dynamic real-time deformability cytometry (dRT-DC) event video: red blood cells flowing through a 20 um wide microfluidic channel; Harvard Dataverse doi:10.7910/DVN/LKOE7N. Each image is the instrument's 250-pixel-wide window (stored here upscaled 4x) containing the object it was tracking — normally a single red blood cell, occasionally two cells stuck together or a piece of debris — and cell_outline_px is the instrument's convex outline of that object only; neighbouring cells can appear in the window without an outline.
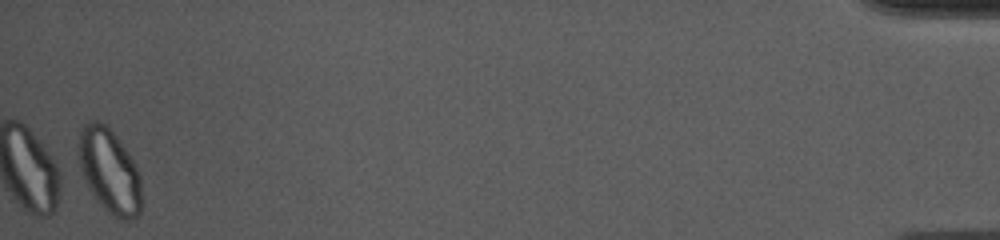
{"species": "common noctule bat (a hibernating species)", "species_latin": "Nyctalus noctula", "temperature_condition": "cold", "stored_images_in_passage": 50, "camera_frame_rate_fps": 3000, "um_per_image_px": 0.085, "animal": {"sex": "female", "body_mass_g": 10.0, "forearm_length_mm": 53.1}, "frame": {"image": 1, "passage_image": 50, "time_ms": 16.333, "image_size_px": [1000, 240], "cell_outline_px": [[140, 212], [136, 216], [128, 220], [124, 220], [116, 216], [104, 208], [88, 188], [84, 180], [76, 156], [76, 144], [80, 132], [84, 124], [88, 120], [96, 120], [104, 124], [120, 140], [128, 152], [140, 176]], "centroid_in_image_um": [9.24, 14.47], "position_along_channel_um": 426.0, "area_um2": 30.92}, "authors_computed_cell_mechanics": {"area_um2": 21.2993, "velocity_mm_per_s": 3.7163, "shape_relaxation_time_tau1_ms": null, "shape_relaxation_time_tau2_ms": 3.3008, "deformation_change_tau1": null, "deformation_change_tau2": 0.0719}}